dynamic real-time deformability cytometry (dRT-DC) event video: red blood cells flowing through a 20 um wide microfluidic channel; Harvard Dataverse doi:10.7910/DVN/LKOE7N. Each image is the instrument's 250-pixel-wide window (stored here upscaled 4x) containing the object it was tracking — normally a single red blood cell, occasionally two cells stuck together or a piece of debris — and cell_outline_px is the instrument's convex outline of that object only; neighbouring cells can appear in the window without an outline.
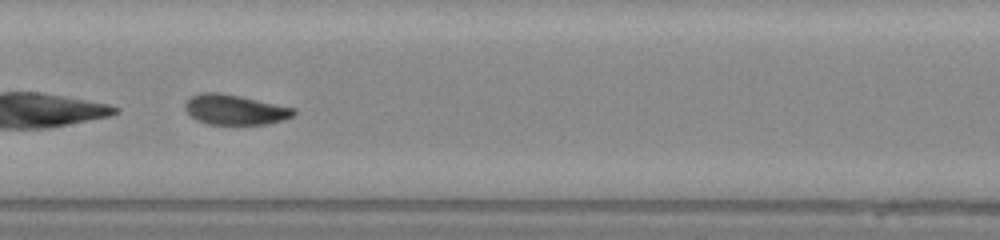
{"species": "common noctule bat (a hibernating species)", "species_latin": "Nyctalus noctula", "temperature_condition": "warm", "stored_images_in_passage": 33, "camera_frame_rate_fps": 3000, "um_per_image_px": 0.085, "animal": {"sex": "male", "body_mass_g": 20.0, "forearm_length_mm": 53.3}, "frame": {"image": 1, "passage_image": 10, "time_ms": 3.0, "image_size_px": [1000, 240], "cell_outline_px": [[296, 112], [292, 116], [284, 120], [264, 124], [208, 124], [196, 120], [184, 108], [184, 104], [192, 96], [200, 92], [220, 92], [240, 96], [296, 108]], "centroid_in_image_um": [19.97, 9.31], "position_along_channel_um": 187.4, "area_um2": 19.02}}
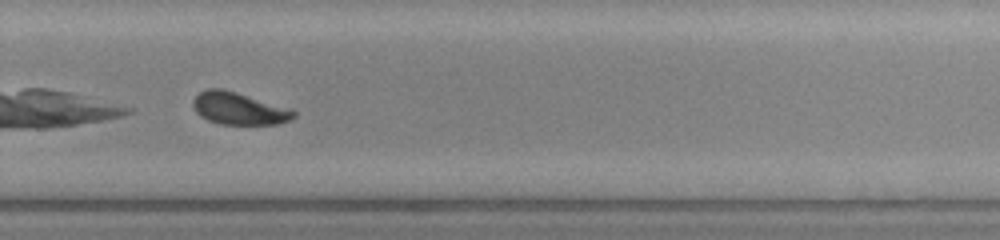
{"frame": {"image": 2, "passage_image": 19, "time_ms": 6.0, "image_size_px": [1000, 240], "cell_outline_px": [[296, 116], [288, 120], [276, 124], [220, 124], [208, 120], [200, 116], [196, 112], [192, 104], [192, 100], [200, 92], [208, 88], [220, 88], [236, 92], [296, 112]], "centroid_in_image_um": [20.21, 9.23], "position_along_channel_um": 309.6, "area_um2": 18.38}, "authors_computed_cell_mechanics": {"area_um2": 18.5538, "velocity_mm_per_s": 4.0793, "shape_relaxation_time_tau1_ms": 2.5847, "shape_relaxation_time_tau2_ms": 1.5984, "deformation_change_tau1": 0.1302, "deformation_change_tau2": 0.0779}}